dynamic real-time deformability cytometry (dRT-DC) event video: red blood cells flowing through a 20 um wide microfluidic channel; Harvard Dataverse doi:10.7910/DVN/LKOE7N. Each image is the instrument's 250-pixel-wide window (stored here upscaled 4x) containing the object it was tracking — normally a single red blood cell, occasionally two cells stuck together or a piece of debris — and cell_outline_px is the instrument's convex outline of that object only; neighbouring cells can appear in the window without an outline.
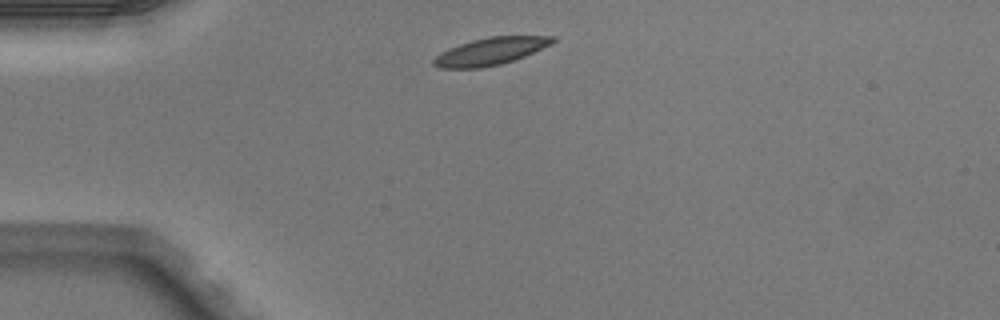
{"species": "Egyptian fruit bat (a non-hibernating species)", "species_latin": "Rousettus aegyptiacus", "temperature_condition": "warm", "stored_images_in_passage": 3, "camera_frame_rate_fps": 3000, "um_per_image_px": 0.085, "animal": {"sex": "male"}, "frame": {"image": 1, "passage_image": 1, "time_ms": 0.0, "image_size_px": [1000, 320], "cell_outline_px": [[556, 40], [552, 44], [524, 56], [500, 64], [480, 68], [440, 68], [432, 64], [432, 60], [440, 52], [448, 48], [472, 40], [488, 36], [556, 36]], "centroid_in_image_um": [41.68, 4.35], "position_along_channel_um": 43.3, "area_um2": 18.9}}
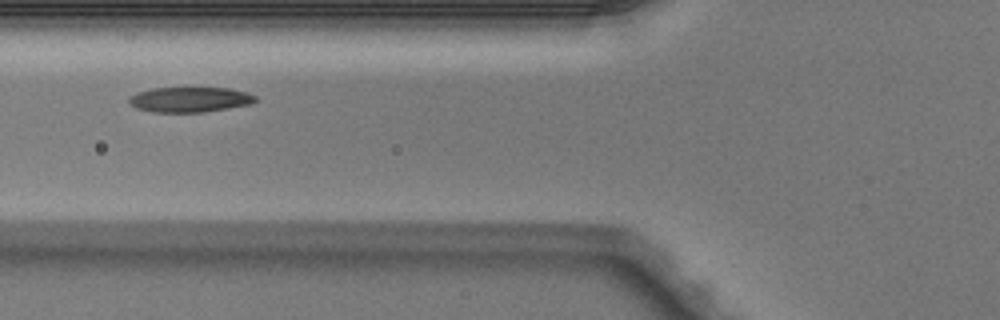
{"frame": {"image": 2, "passage_image": 3, "time_ms": 0.667, "image_size_px": [1000, 320], "cell_outline_px": [[256, 100], [252, 104], [204, 112], [152, 112], [136, 108], [128, 104], [128, 96], [136, 92], [152, 88], [228, 88], [244, 92], [256, 96]], "centroid_in_image_um": [16.07, 8.46], "position_along_channel_um": 109.7, "area_um2": 18.61}}